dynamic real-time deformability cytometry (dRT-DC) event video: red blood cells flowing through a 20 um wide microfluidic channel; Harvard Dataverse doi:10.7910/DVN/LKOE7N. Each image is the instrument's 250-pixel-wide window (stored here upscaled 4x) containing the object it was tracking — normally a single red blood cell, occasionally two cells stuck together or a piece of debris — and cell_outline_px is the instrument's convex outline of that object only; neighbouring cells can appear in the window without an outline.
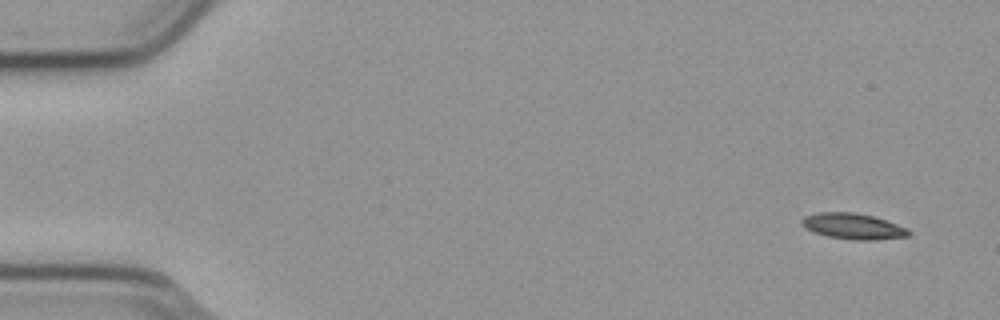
{"species": "common noctule bat (a hibernating species)", "species_latin": "Nyctalus noctula", "temperature_condition": "cold", "stored_images_in_passage": 52, "camera_frame_rate_fps": 3000, "um_per_image_px": 0.085, "animal": {"sex": "male", "body_mass_g": 23.1, "forearm_length_mm": 52.7}, "frame": {"image": 1, "passage_image": 1, "time_ms": 0.0, "image_size_px": [1000, 320], "cell_outline_px": [[912, 232], [908, 236], [876, 240], [852, 240], [828, 236], [812, 232], [804, 228], [800, 224], [800, 220], [804, 216], [820, 212], [852, 212], [872, 216], [908, 228]], "centroid_in_image_um": [72.47, 19.24], "position_along_channel_um": 12.5, "area_um2": 16.18}}
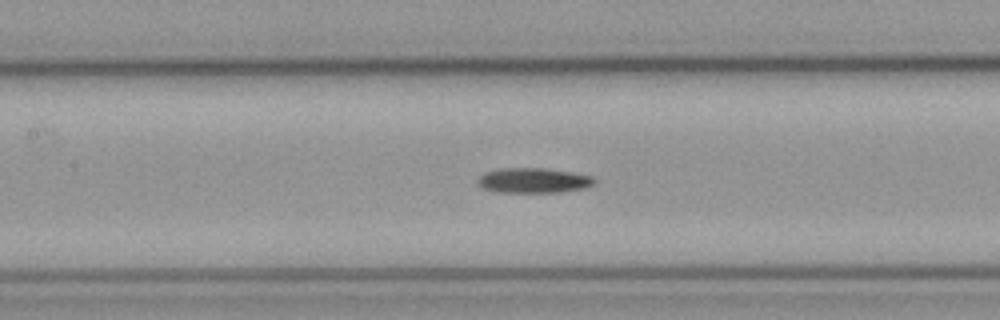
{"frame": {"image": 2, "passage_image": 23, "time_ms": 7.333, "image_size_px": [1000, 320], "cell_outline_px": [[596, 180], [592, 184], [584, 188], [560, 192], [496, 192], [480, 188], [476, 184], [476, 180], [484, 172], [500, 168], [544, 168], [572, 172], [592, 176]], "centroid_in_image_um": [45.27, 15.34], "position_along_channel_um": 162.1, "area_um2": 17.17}}
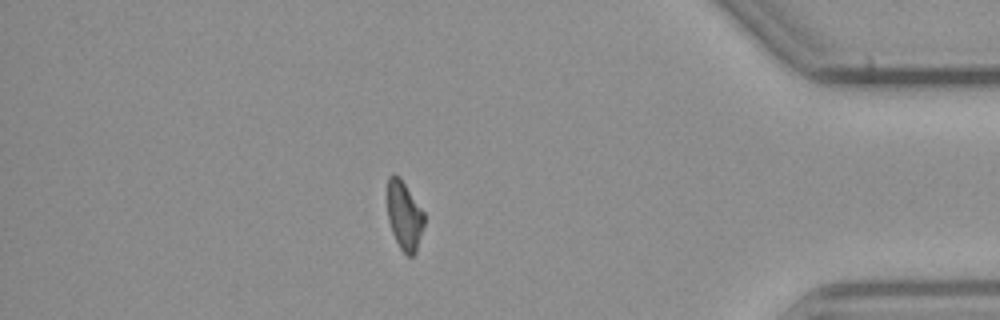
{"frame": {"image": 3, "passage_image": 45, "time_ms": 14.667, "image_size_px": [1000, 320], "cell_outline_px": [[424, 224], [416, 252], [412, 256], [408, 256], [400, 248], [392, 232], [388, 220], [388, 176], [400, 176], [424, 212]], "centroid_in_image_um": [34.38, 18.33], "position_along_channel_um": 400.8, "area_um2": 14.57}, "authors_computed_cell_mechanics": {"area_um2": 16.1262, "velocity_mm_per_s": 3.7926, "shape_relaxation_time_tau1_ms": 5.5126, "shape_relaxation_time_tau2_ms": null, "deformation_change_tau1": 0.1695, "deformation_change_tau2": null}}